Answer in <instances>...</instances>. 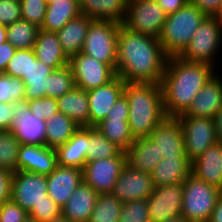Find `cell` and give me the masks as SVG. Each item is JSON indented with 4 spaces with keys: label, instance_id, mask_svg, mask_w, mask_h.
Segmentation results:
<instances>
[{
    "label": "cell",
    "instance_id": "6da1fadb",
    "mask_svg": "<svg viewBox=\"0 0 222 222\" xmlns=\"http://www.w3.org/2000/svg\"><path fill=\"white\" fill-rule=\"evenodd\" d=\"M168 56L159 38L135 33L120 24L116 75L128 83H161Z\"/></svg>",
    "mask_w": 222,
    "mask_h": 222
},
{
    "label": "cell",
    "instance_id": "7a4b0ae2",
    "mask_svg": "<svg viewBox=\"0 0 222 222\" xmlns=\"http://www.w3.org/2000/svg\"><path fill=\"white\" fill-rule=\"evenodd\" d=\"M217 71L208 63L189 62L179 56L168 57L160 83L166 117L184 114L198 92Z\"/></svg>",
    "mask_w": 222,
    "mask_h": 222
},
{
    "label": "cell",
    "instance_id": "3957f363",
    "mask_svg": "<svg viewBox=\"0 0 222 222\" xmlns=\"http://www.w3.org/2000/svg\"><path fill=\"white\" fill-rule=\"evenodd\" d=\"M124 95L129 105V128L134 139L149 137L165 118L160 83L125 82Z\"/></svg>",
    "mask_w": 222,
    "mask_h": 222
},
{
    "label": "cell",
    "instance_id": "277c9868",
    "mask_svg": "<svg viewBox=\"0 0 222 222\" xmlns=\"http://www.w3.org/2000/svg\"><path fill=\"white\" fill-rule=\"evenodd\" d=\"M207 15L187 2L175 13L167 15L159 42L168 57L179 56L191 41Z\"/></svg>",
    "mask_w": 222,
    "mask_h": 222
},
{
    "label": "cell",
    "instance_id": "5b68a950",
    "mask_svg": "<svg viewBox=\"0 0 222 222\" xmlns=\"http://www.w3.org/2000/svg\"><path fill=\"white\" fill-rule=\"evenodd\" d=\"M220 54H222V17L207 16L179 57L189 62L208 63L222 71L218 69L222 68L219 67L222 65L218 59L221 58Z\"/></svg>",
    "mask_w": 222,
    "mask_h": 222
},
{
    "label": "cell",
    "instance_id": "8992f818",
    "mask_svg": "<svg viewBox=\"0 0 222 222\" xmlns=\"http://www.w3.org/2000/svg\"><path fill=\"white\" fill-rule=\"evenodd\" d=\"M221 192L190 174L183 182L181 215L188 222H209Z\"/></svg>",
    "mask_w": 222,
    "mask_h": 222
},
{
    "label": "cell",
    "instance_id": "52a82bcc",
    "mask_svg": "<svg viewBox=\"0 0 222 222\" xmlns=\"http://www.w3.org/2000/svg\"><path fill=\"white\" fill-rule=\"evenodd\" d=\"M119 29L120 23L94 20L89 27L81 52L108 64L116 72Z\"/></svg>",
    "mask_w": 222,
    "mask_h": 222
},
{
    "label": "cell",
    "instance_id": "ba28073f",
    "mask_svg": "<svg viewBox=\"0 0 222 222\" xmlns=\"http://www.w3.org/2000/svg\"><path fill=\"white\" fill-rule=\"evenodd\" d=\"M167 14L155 0H128L124 27L135 33L159 38Z\"/></svg>",
    "mask_w": 222,
    "mask_h": 222
},
{
    "label": "cell",
    "instance_id": "9c48e42d",
    "mask_svg": "<svg viewBox=\"0 0 222 222\" xmlns=\"http://www.w3.org/2000/svg\"><path fill=\"white\" fill-rule=\"evenodd\" d=\"M176 118L182 126L185 154L191 161L218 142L214 119L192 116Z\"/></svg>",
    "mask_w": 222,
    "mask_h": 222
},
{
    "label": "cell",
    "instance_id": "30bf717a",
    "mask_svg": "<svg viewBox=\"0 0 222 222\" xmlns=\"http://www.w3.org/2000/svg\"><path fill=\"white\" fill-rule=\"evenodd\" d=\"M126 165V153L116 157L87 161L83 168V181L98 194H111L121 170Z\"/></svg>",
    "mask_w": 222,
    "mask_h": 222
},
{
    "label": "cell",
    "instance_id": "8fae6325",
    "mask_svg": "<svg viewBox=\"0 0 222 222\" xmlns=\"http://www.w3.org/2000/svg\"><path fill=\"white\" fill-rule=\"evenodd\" d=\"M75 86L86 91L101 87L110 82L116 72L103 62L80 52L69 59Z\"/></svg>",
    "mask_w": 222,
    "mask_h": 222
},
{
    "label": "cell",
    "instance_id": "7c38bea8",
    "mask_svg": "<svg viewBox=\"0 0 222 222\" xmlns=\"http://www.w3.org/2000/svg\"><path fill=\"white\" fill-rule=\"evenodd\" d=\"M46 175L28 171L12 174L11 199L29 212L34 206L46 200Z\"/></svg>",
    "mask_w": 222,
    "mask_h": 222
},
{
    "label": "cell",
    "instance_id": "4fadbf2b",
    "mask_svg": "<svg viewBox=\"0 0 222 222\" xmlns=\"http://www.w3.org/2000/svg\"><path fill=\"white\" fill-rule=\"evenodd\" d=\"M154 184L150 173L132 169L127 164L121 170L111 194L122 203L147 200L153 193Z\"/></svg>",
    "mask_w": 222,
    "mask_h": 222
},
{
    "label": "cell",
    "instance_id": "5bb4252c",
    "mask_svg": "<svg viewBox=\"0 0 222 222\" xmlns=\"http://www.w3.org/2000/svg\"><path fill=\"white\" fill-rule=\"evenodd\" d=\"M183 183L154 187L147 199L151 222H163L175 216H181Z\"/></svg>",
    "mask_w": 222,
    "mask_h": 222
},
{
    "label": "cell",
    "instance_id": "9a60e30c",
    "mask_svg": "<svg viewBox=\"0 0 222 222\" xmlns=\"http://www.w3.org/2000/svg\"><path fill=\"white\" fill-rule=\"evenodd\" d=\"M125 81L116 75L101 87L87 91L89 100V126H96L107 117L118 98L124 93Z\"/></svg>",
    "mask_w": 222,
    "mask_h": 222
},
{
    "label": "cell",
    "instance_id": "2e32d148",
    "mask_svg": "<svg viewBox=\"0 0 222 222\" xmlns=\"http://www.w3.org/2000/svg\"><path fill=\"white\" fill-rule=\"evenodd\" d=\"M149 138L158 146L163 158H188L185 154L182 126L176 117H166Z\"/></svg>",
    "mask_w": 222,
    "mask_h": 222
},
{
    "label": "cell",
    "instance_id": "e0dca14e",
    "mask_svg": "<svg viewBox=\"0 0 222 222\" xmlns=\"http://www.w3.org/2000/svg\"><path fill=\"white\" fill-rule=\"evenodd\" d=\"M46 179L48 196L62 208L83 181V170L57 165Z\"/></svg>",
    "mask_w": 222,
    "mask_h": 222
},
{
    "label": "cell",
    "instance_id": "ac0fdd59",
    "mask_svg": "<svg viewBox=\"0 0 222 222\" xmlns=\"http://www.w3.org/2000/svg\"><path fill=\"white\" fill-rule=\"evenodd\" d=\"M218 72L207 81L194 98L189 109L180 116L214 119L222 107V71Z\"/></svg>",
    "mask_w": 222,
    "mask_h": 222
},
{
    "label": "cell",
    "instance_id": "d6986e66",
    "mask_svg": "<svg viewBox=\"0 0 222 222\" xmlns=\"http://www.w3.org/2000/svg\"><path fill=\"white\" fill-rule=\"evenodd\" d=\"M57 166L55 149L46 145L20 144L17 171H28L48 175Z\"/></svg>",
    "mask_w": 222,
    "mask_h": 222
},
{
    "label": "cell",
    "instance_id": "ffe728a7",
    "mask_svg": "<svg viewBox=\"0 0 222 222\" xmlns=\"http://www.w3.org/2000/svg\"><path fill=\"white\" fill-rule=\"evenodd\" d=\"M17 115L11 131L20 144L46 145V121L35 117L25 104L18 105Z\"/></svg>",
    "mask_w": 222,
    "mask_h": 222
},
{
    "label": "cell",
    "instance_id": "44dd1931",
    "mask_svg": "<svg viewBox=\"0 0 222 222\" xmlns=\"http://www.w3.org/2000/svg\"><path fill=\"white\" fill-rule=\"evenodd\" d=\"M191 174L222 191V144L217 142L192 161Z\"/></svg>",
    "mask_w": 222,
    "mask_h": 222
},
{
    "label": "cell",
    "instance_id": "7402d4cb",
    "mask_svg": "<svg viewBox=\"0 0 222 222\" xmlns=\"http://www.w3.org/2000/svg\"><path fill=\"white\" fill-rule=\"evenodd\" d=\"M126 164L132 169L152 173L163 159L158 146L149 138H138L126 149Z\"/></svg>",
    "mask_w": 222,
    "mask_h": 222
},
{
    "label": "cell",
    "instance_id": "603a6c76",
    "mask_svg": "<svg viewBox=\"0 0 222 222\" xmlns=\"http://www.w3.org/2000/svg\"><path fill=\"white\" fill-rule=\"evenodd\" d=\"M98 193L82 181L61 208L62 215L71 222H88L94 209Z\"/></svg>",
    "mask_w": 222,
    "mask_h": 222
},
{
    "label": "cell",
    "instance_id": "cb8c5ba5",
    "mask_svg": "<svg viewBox=\"0 0 222 222\" xmlns=\"http://www.w3.org/2000/svg\"><path fill=\"white\" fill-rule=\"evenodd\" d=\"M88 127H80L72 137L55 149L57 165L83 170L87 162Z\"/></svg>",
    "mask_w": 222,
    "mask_h": 222
},
{
    "label": "cell",
    "instance_id": "d4e9b609",
    "mask_svg": "<svg viewBox=\"0 0 222 222\" xmlns=\"http://www.w3.org/2000/svg\"><path fill=\"white\" fill-rule=\"evenodd\" d=\"M36 58L54 70L69 64V57L64 52L56 32L40 29L34 44Z\"/></svg>",
    "mask_w": 222,
    "mask_h": 222
},
{
    "label": "cell",
    "instance_id": "484cf974",
    "mask_svg": "<svg viewBox=\"0 0 222 222\" xmlns=\"http://www.w3.org/2000/svg\"><path fill=\"white\" fill-rule=\"evenodd\" d=\"M128 0H79L80 13L94 20L113 21L122 24L127 12Z\"/></svg>",
    "mask_w": 222,
    "mask_h": 222
},
{
    "label": "cell",
    "instance_id": "4316f807",
    "mask_svg": "<svg viewBox=\"0 0 222 222\" xmlns=\"http://www.w3.org/2000/svg\"><path fill=\"white\" fill-rule=\"evenodd\" d=\"M93 21L94 19L80 14L56 32L59 42L69 58L81 52L87 32Z\"/></svg>",
    "mask_w": 222,
    "mask_h": 222
},
{
    "label": "cell",
    "instance_id": "83f0119b",
    "mask_svg": "<svg viewBox=\"0 0 222 222\" xmlns=\"http://www.w3.org/2000/svg\"><path fill=\"white\" fill-rule=\"evenodd\" d=\"M189 158H163L151 173L154 187L183 183L191 174Z\"/></svg>",
    "mask_w": 222,
    "mask_h": 222
},
{
    "label": "cell",
    "instance_id": "f1b7e54d",
    "mask_svg": "<svg viewBox=\"0 0 222 222\" xmlns=\"http://www.w3.org/2000/svg\"><path fill=\"white\" fill-rule=\"evenodd\" d=\"M58 112L74 120L80 127L89 126V100L87 91L74 86L57 98Z\"/></svg>",
    "mask_w": 222,
    "mask_h": 222
},
{
    "label": "cell",
    "instance_id": "f546056e",
    "mask_svg": "<svg viewBox=\"0 0 222 222\" xmlns=\"http://www.w3.org/2000/svg\"><path fill=\"white\" fill-rule=\"evenodd\" d=\"M80 14L79 0H52L40 29L57 32Z\"/></svg>",
    "mask_w": 222,
    "mask_h": 222
},
{
    "label": "cell",
    "instance_id": "4dcf8cb0",
    "mask_svg": "<svg viewBox=\"0 0 222 222\" xmlns=\"http://www.w3.org/2000/svg\"><path fill=\"white\" fill-rule=\"evenodd\" d=\"M80 126L61 112L46 121V146L56 149L66 143Z\"/></svg>",
    "mask_w": 222,
    "mask_h": 222
},
{
    "label": "cell",
    "instance_id": "1f68e13d",
    "mask_svg": "<svg viewBox=\"0 0 222 222\" xmlns=\"http://www.w3.org/2000/svg\"><path fill=\"white\" fill-rule=\"evenodd\" d=\"M54 71L53 68L40 62L38 59H31V68L28 75L22 81L25 83V101L39 99L46 96L47 77Z\"/></svg>",
    "mask_w": 222,
    "mask_h": 222
},
{
    "label": "cell",
    "instance_id": "d6a6232c",
    "mask_svg": "<svg viewBox=\"0 0 222 222\" xmlns=\"http://www.w3.org/2000/svg\"><path fill=\"white\" fill-rule=\"evenodd\" d=\"M95 127L124 152L135 141L128 120H122V118L104 119Z\"/></svg>",
    "mask_w": 222,
    "mask_h": 222
},
{
    "label": "cell",
    "instance_id": "836d02e7",
    "mask_svg": "<svg viewBox=\"0 0 222 222\" xmlns=\"http://www.w3.org/2000/svg\"><path fill=\"white\" fill-rule=\"evenodd\" d=\"M40 28L25 20L6 26L7 41L16 49L34 48Z\"/></svg>",
    "mask_w": 222,
    "mask_h": 222
},
{
    "label": "cell",
    "instance_id": "e575fe53",
    "mask_svg": "<svg viewBox=\"0 0 222 222\" xmlns=\"http://www.w3.org/2000/svg\"><path fill=\"white\" fill-rule=\"evenodd\" d=\"M121 151L95 126H88L87 161L116 157Z\"/></svg>",
    "mask_w": 222,
    "mask_h": 222
},
{
    "label": "cell",
    "instance_id": "d590c367",
    "mask_svg": "<svg viewBox=\"0 0 222 222\" xmlns=\"http://www.w3.org/2000/svg\"><path fill=\"white\" fill-rule=\"evenodd\" d=\"M122 207L112 194H98L88 222H118Z\"/></svg>",
    "mask_w": 222,
    "mask_h": 222
},
{
    "label": "cell",
    "instance_id": "8d00e7d4",
    "mask_svg": "<svg viewBox=\"0 0 222 222\" xmlns=\"http://www.w3.org/2000/svg\"><path fill=\"white\" fill-rule=\"evenodd\" d=\"M20 142L11 130H0V168L17 171V157Z\"/></svg>",
    "mask_w": 222,
    "mask_h": 222
},
{
    "label": "cell",
    "instance_id": "74e56055",
    "mask_svg": "<svg viewBox=\"0 0 222 222\" xmlns=\"http://www.w3.org/2000/svg\"><path fill=\"white\" fill-rule=\"evenodd\" d=\"M75 86L71 67L66 65L54 70L47 77L46 97L59 98Z\"/></svg>",
    "mask_w": 222,
    "mask_h": 222
},
{
    "label": "cell",
    "instance_id": "f35d334b",
    "mask_svg": "<svg viewBox=\"0 0 222 222\" xmlns=\"http://www.w3.org/2000/svg\"><path fill=\"white\" fill-rule=\"evenodd\" d=\"M25 87L22 79L0 74V102L25 104Z\"/></svg>",
    "mask_w": 222,
    "mask_h": 222
},
{
    "label": "cell",
    "instance_id": "ab89813d",
    "mask_svg": "<svg viewBox=\"0 0 222 222\" xmlns=\"http://www.w3.org/2000/svg\"><path fill=\"white\" fill-rule=\"evenodd\" d=\"M31 59H37L33 48L16 49L3 74L23 79L25 75H28L31 68Z\"/></svg>",
    "mask_w": 222,
    "mask_h": 222
},
{
    "label": "cell",
    "instance_id": "60d3db41",
    "mask_svg": "<svg viewBox=\"0 0 222 222\" xmlns=\"http://www.w3.org/2000/svg\"><path fill=\"white\" fill-rule=\"evenodd\" d=\"M118 222H151L148 201L140 199L123 203Z\"/></svg>",
    "mask_w": 222,
    "mask_h": 222
},
{
    "label": "cell",
    "instance_id": "b9f144b4",
    "mask_svg": "<svg viewBox=\"0 0 222 222\" xmlns=\"http://www.w3.org/2000/svg\"><path fill=\"white\" fill-rule=\"evenodd\" d=\"M22 20L41 27L46 11L45 0H20Z\"/></svg>",
    "mask_w": 222,
    "mask_h": 222
},
{
    "label": "cell",
    "instance_id": "7bdbcfd3",
    "mask_svg": "<svg viewBox=\"0 0 222 222\" xmlns=\"http://www.w3.org/2000/svg\"><path fill=\"white\" fill-rule=\"evenodd\" d=\"M25 105L35 117L45 121L58 112L57 99L51 97L25 101Z\"/></svg>",
    "mask_w": 222,
    "mask_h": 222
},
{
    "label": "cell",
    "instance_id": "ee69618b",
    "mask_svg": "<svg viewBox=\"0 0 222 222\" xmlns=\"http://www.w3.org/2000/svg\"><path fill=\"white\" fill-rule=\"evenodd\" d=\"M31 219L47 222L62 214L61 208L47 195L46 200L34 206L29 212Z\"/></svg>",
    "mask_w": 222,
    "mask_h": 222
},
{
    "label": "cell",
    "instance_id": "f6af8a7d",
    "mask_svg": "<svg viewBox=\"0 0 222 222\" xmlns=\"http://www.w3.org/2000/svg\"><path fill=\"white\" fill-rule=\"evenodd\" d=\"M29 213L12 199L0 205V222H24Z\"/></svg>",
    "mask_w": 222,
    "mask_h": 222
},
{
    "label": "cell",
    "instance_id": "bcb514c9",
    "mask_svg": "<svg viewBox=\"0 0 222 222\" xmlns=\"http://www.w3.org/2000/svg\"><path fill=\"white\" fill-rule=\"evenodd\" d=\"M22 19L20 1L0 0V24L11 25Z\"/></svg>",
    "mask_w": 222,
    "mask_h": 222
},
{
    "label": "cell",
    "instance_id": "7dc6e473",
    "mask_svg": "<svg viewBox=\"0 0 222 222\" xmlns=\"http://www.w3.org/2000/svg\"><path fill=\"white\" fill-rule=\"evenodd\" d=\"M17 103L0 102V130H11L17 120Z\"/></svg>",
    "mask_w": 222,
    "mask_h": 222
},
{
    "label": "cell",
    "instance_id": "c3c4849f",
    "mask_svg": "<svg viewBox=\"0 0 222 222\" xmlns=\"http://www.w3.org/2000/svg\"><path fill=\"white\" fill-rule=\"evenodd\" d=\"M207 16L222 17V0H188Z\"/></svg>",
    "mask_w": 222,
    "mask_h": 222
},
{
    "label": "cell",
    "instance_id": "681fc988",
    "mask_svg": "<svg viewBox=\"0 0 222 222\" xmlns=\"http://www.w3.org/2000/svg\"><path fill=\"white\" fill-rule=\"evenodd\" d=\"M112 118H122V120H128L129 118V105L124 93L118 98L105 119Z\"/></svg>",
    "mask_w": 222,
    "mask_h": 222
},
{
    "label": "cell",
    "instance_id": "f907efd6",
    "mask_svg": "<svg viewBox=\"0 0 222 222\" xmlns=\"http://www.w3.org/2000/svg\"><path fill=\"white\" fill-rule=\"evenodd\" d=\"M13 172L0 168V205L11 199Z\"/></svg>",
    "mask_w": 222,
    "mask_h": 222
},
{
    "label": "cell",
    "instance_id": "816d5d0a",
    "mask_svg": "<svg viewBox=\"0 0 222 222\" xmlns=\"http://www.w3.org/2000/svg\"><path fill=\"white\" fill-rule=\"evenodd\" d=\"M16 51L8 41L0 44V74H3L5 68Z\"/></svg>",
    "mask_w": 222,
    "mask_h": 222
},
{
    "label": "cell",
    "instance_id": "f5cc1de1",
    "mask_svg": "<svg viewBox=\"0 0 222 222\" xmlns=\"http://www.w3.org/2000/svg\"><path fill=\"white\" fill-rule=\"evenodd\" d=\"M155 1L167 15L175 13L188 2V0H155Z\"/></svg>",
    "mask_w": 222,
    "mask_h": 222
},
{
    "label": "cell",
    "instance_id": "db71d44e",
    "mask_svg": "<svg viewBox=\"0 0 222 222\" xmlns=\"http://www.w3.org/2000/svg\"><path fill=\"white\" fill-rule=\"evenodd\" d=\"M209 222H222V192L220 193L216 206L212 211Z\"/></svg>",
    "mask_w": 222,
    "mask_h": 222
},
{
    "label": "cell",
    "instance_id": "11a10c76",
    "mask_svg": "<svg viewBox=\"0 0 222 222\" xmlns=\"http://www.w3.org/2000/svg\"><path fill=\"white\" fill-rule=\"evenodd\" d=\"M214 121H215L217 140L218 142L222 143V107L217 112L216 116L214 117Z\"/></svg>",
    "mask_w": 222,
    "mask_h": 222
},
{
    "label": "cell",
    "instance_id": "9f6ffc18",
    "mask_svg": "<svg viewBox=\"0 0 222 222\" xmlns=\"http://www.w3.org/2000/svg\"><path fill=\"white\" fill-rule=\"evenodd\" d=\"M7 41L6 26L0 24V44Z\"/></svg>",
    "mask_w": 222,
    "mask_h": 222
},
{
    "label": "cell",
    "instance_id": "6f0895ef",
    "mask_svg": "<svg viewBox=\"0 0 222 222\" xmlns=\"http://www.w3.org/2000/svg\"><path fill=\"white\" fill-rule=\"evenodd\" d=\"M163 222H188V221L181 215V216L172 217Z\"/></svg>",
    "mask_w": 222,
    "mask_h": 222
},
{
    "label": "cell",
    "instance_id": "680465c9",
    "mask_svg": "<svg viewBox=\"0 0 222 222\" xmlns=\"http://www.w3.org/2000/svg\"><path fill=\"white\" fill-rule=\"evenodd\" d=\"M47 222H71L68 218H65L62 214L59 217H56L55 219H52Z\"/></svg>",
    "mask_w": 222,
    "mask_h": 222
},
{
    "label": "cell",
    "instance_id": "91938a15",
    "mask_svg": "<svg viewBox=\"0 0 222 222\" xmlns=\"http://www.w3.org/2000/svg\"><path fill=\"white\" fill-rule=\"evenodd\" d=\"M24 222H38V221L28 217Z\"/></svg>",
    "mask_w": 222,
    "mask_h": 222
},
{
    "label": "cell",
    "instance_id": "94428289",
    "mask_svg": "<svg viewBox=\"0 0 222 222\" xmlns=\"http://www.w3.org/2000/svg\"><path fill=\"white\" fill-rule=\"evenodd\" d=\"M47 5L52 3V0H45Z\"/></svg>",
    "mask_w": 222,
    "mask_h": 222
}]
</instances>
